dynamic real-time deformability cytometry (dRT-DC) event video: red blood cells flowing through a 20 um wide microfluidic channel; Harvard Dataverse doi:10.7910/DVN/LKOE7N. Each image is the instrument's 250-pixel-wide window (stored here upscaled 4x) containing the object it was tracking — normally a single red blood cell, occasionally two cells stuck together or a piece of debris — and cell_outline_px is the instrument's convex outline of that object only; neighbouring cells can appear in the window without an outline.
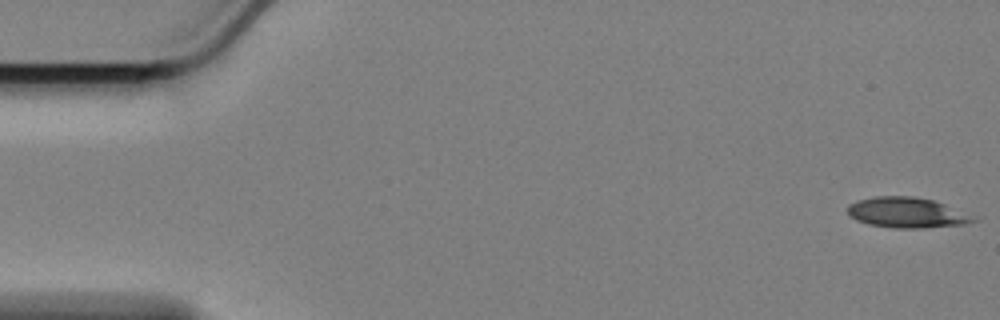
{"species": "Egyptian fruit bat (a non-hibernating species)", "species_latin": "Rousettus aegyptiacus", "temperature_condition": "cold", "stored_images_in_passage": 53, "camera_frame_rate_fps": 3000, "um_per_image_px": 0.085, "animal": {"sex": "female"}, "frame": {"image": 1, "passage_image": 1, "time_ms": 0.0, "image_size_px": [1000, 320], "cell_outline_px": [[976, 220], [964, 224], [924, 228], [892, 228], [868, 224], [856, 220], [848, 216], [848, 204], [856, 200], [876, 196], [912, 196], [932, 200], [944, 204], [976, 216]], "centroid_in_image_um": [77.05, 18.07], "position_along_channel_um": 8.0, "area_um2": 22.37}}
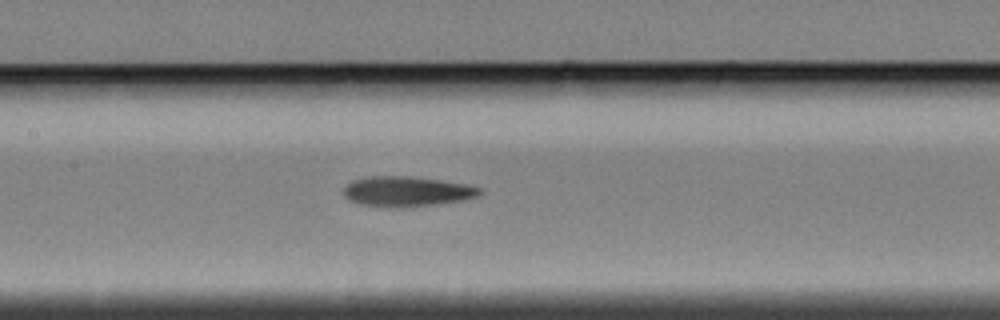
{"frame": {"image": 2, "passage_image": 27, "time_ms": 8.667, "image_size_px": [1000, 320], "cell_outline_px": [[484, 192], [480, 196], [460, 200], [432, 204], [400, 208], [360, 204], [348, 200], [344, 196], [344, 188], [352, 180], [368, 176], [412, 176], [440, 180], [464, 184], [480, 188]], "centroid_in_image_um": [34.55, 16.26], "position_along_channel_um": 172.8, "area_um2": 23.76}}
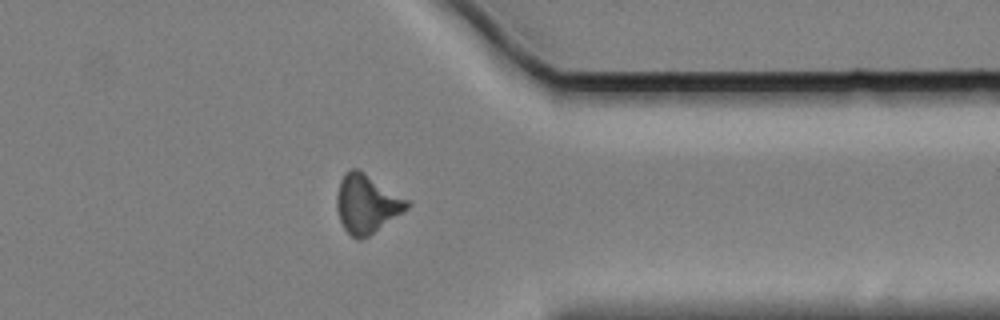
{"frame": {"image": 3, "passage_image": 46, "time_ms": 15.0, "image_size_px": [1000, 320], "cell_outline_px": [[412, 204], [408, 208], [368, 236], [360, 240], [356, 240], [344, 228], [340, 220], [336, 208], [336, 196], [340, 180], [344, 172], [352, 168], [360, 168], [412, 200]], "centroid_in_image_um": [31.2, 17.26], "position_along_channel_um": 380.2, "area_um2": 24.57}, "authors_computed_cell_mechanics": {"area_um2": 23.1778, "velocity_mm_per_s": 3.4057, "shape_relaxation_time_tau1_ms": 3.9624, "shape_relaxation_time_tau2_ms": 6.4125, "deformation_change_tau1": 0.1373, "deformation_change_tau2": 0.1777}}